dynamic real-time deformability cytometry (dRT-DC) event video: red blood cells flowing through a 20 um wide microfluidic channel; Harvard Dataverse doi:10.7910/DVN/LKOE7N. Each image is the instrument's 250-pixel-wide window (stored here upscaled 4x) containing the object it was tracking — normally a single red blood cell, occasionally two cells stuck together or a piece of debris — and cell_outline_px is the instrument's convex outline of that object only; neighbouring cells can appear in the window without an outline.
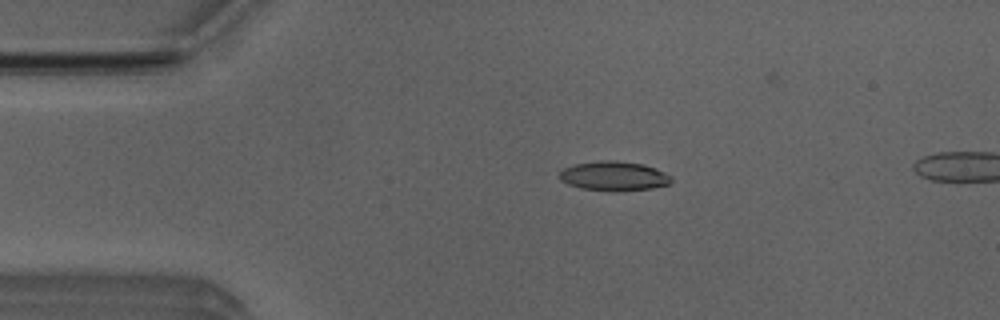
{"species": "Egyptian fruit bat (a non-hibernating species)", "species_latin": "Rousettus aegyptiacus", "temperature_condition": "room temperature", "stored_images_in_passage": 2, "camera_frame_rate_fps": 3000, "um_per_image_px": 0.085, "animal": {"sex": "male"}, "frame": {"image": 1, "passage_image": 1, "time_ms": 0.0, "image_size_px": [1000, 320], "cell_outline_px": [[672, 180], [668, 184], [652, 188], [580, 188], [568, 184], [560, 180], [560, 168], [572, 164], [600, 160], [616, 160], [644, 164], [656, 168], [672, 176]], "centroid_in_image_um": [52.14, 14.89], "position_along_channel_um": 32.9, "area_um2": 18.5}}